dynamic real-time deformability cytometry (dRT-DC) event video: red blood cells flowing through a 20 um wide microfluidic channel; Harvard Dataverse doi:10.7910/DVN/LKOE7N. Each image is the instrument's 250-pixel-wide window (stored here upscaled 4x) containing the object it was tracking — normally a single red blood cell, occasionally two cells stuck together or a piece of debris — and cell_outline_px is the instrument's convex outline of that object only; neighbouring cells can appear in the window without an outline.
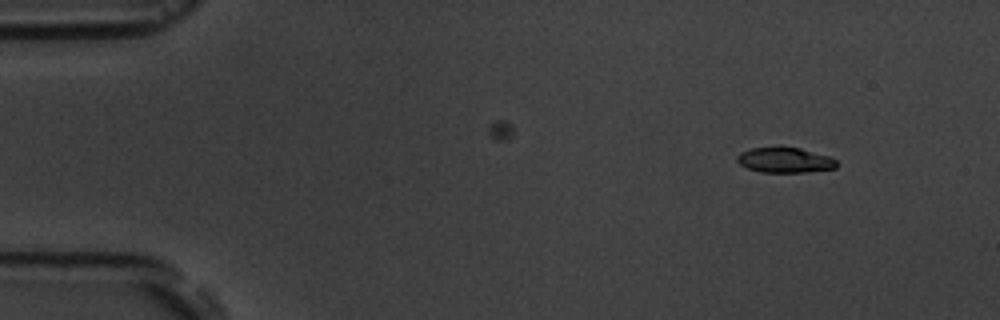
{"species": "common noctule bat (a hibernating species)", "species_latin": "Nyctalus noctula", "temperature_condition": "room temperature", "stored_images_in_passage": 4, "camera_frame_rate_fps": 3000, "um_per_image_px": 0.085, "animal": {"sex": "male", "body_mass_g": 19.5, "forearm_length_mm": 54.6}, "frame": {"image": 1, "passage_image": 1, "time_ms": 0.0, "image_size_px": [1000, 320], "cell_outline_px": [[840, 164], [836, 168], [804, 172], [760, 172], [748, 168], [740, 164], [736, 160], [736, 156], [740, 152], [752, 148], [780, 144], [800, 148], [832, 156]], "centroid_in_image_um": [66.73, 13.56], "position_along_channel_um": 18.3, "area_um2": 15.32}}
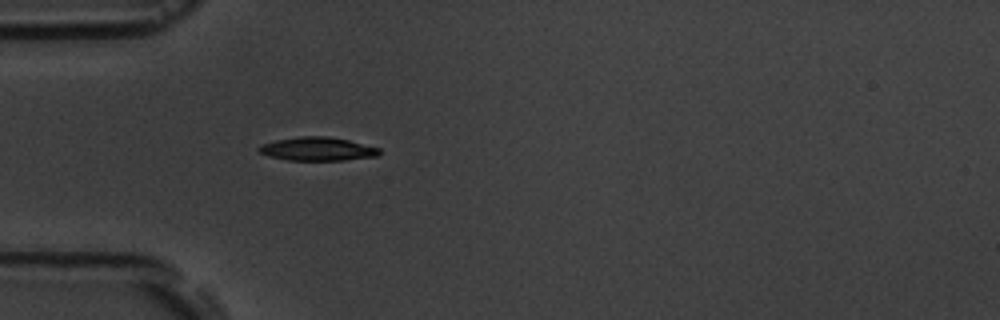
{"frame": {"image": 2, "passage_image": 4, "time_ms": 3.667, "image_size_px": [1000, 320], "cell_outline_px": [[380, 152], [376, 156], [344, 160], [288, 160], [268, 156], [260, 152], [256, 148], [260, 144], [276, 140], [300, 136], [328, 136], [348, 140], [380, 148]], "centroid_in_image_um": [26.95, 12.65], "position_along_channel_um": 58.1, "area_um2": 16.47}}